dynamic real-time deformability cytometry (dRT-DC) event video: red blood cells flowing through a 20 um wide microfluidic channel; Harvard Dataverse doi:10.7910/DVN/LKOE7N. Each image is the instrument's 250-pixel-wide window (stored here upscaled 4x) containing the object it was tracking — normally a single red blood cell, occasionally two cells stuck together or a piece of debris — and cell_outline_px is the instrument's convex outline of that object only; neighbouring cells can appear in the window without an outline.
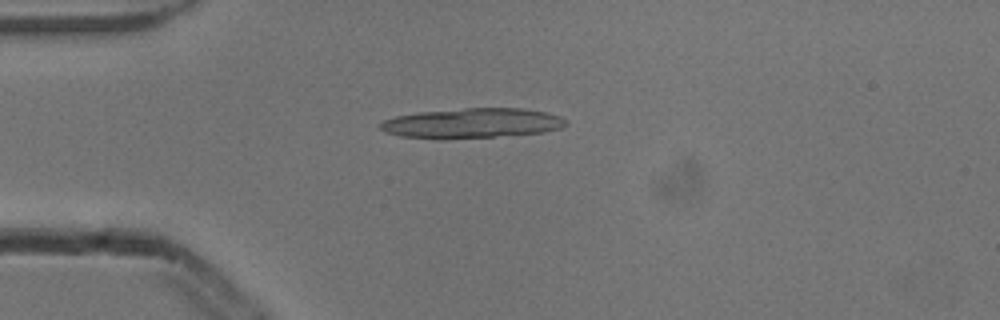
{"species": "common noctule bat (a hibernating species)", "species_latin": "Nyctalus noctula", "temperature_condition": "cold", "stored_images_in_passage": 4, "camera_frame_rate_fps": 3000, "um_per_image_px": 0.085, "animal": {"sex": "male", "body_mass_g": 13.3}, "frame": {"image": 1, "passage_image": 3, "time_ms": 0.667, "image_size_px": [1000, 320], "cell_outline_px": [[568, 124], [560, 128], [544, 132], [444, 140], [440, 140], [400, 136], [384, 132], [380, 128], [380, 124], [384, 120], [396, 116], [420, 112], [464, 108], [524, 108], [544, 112], [560, 116], [568, 120]], "centroid_in_image_um": [40.11, 10.48], "position_along_channel_um": 44.9, "area_um2": 32.54}}